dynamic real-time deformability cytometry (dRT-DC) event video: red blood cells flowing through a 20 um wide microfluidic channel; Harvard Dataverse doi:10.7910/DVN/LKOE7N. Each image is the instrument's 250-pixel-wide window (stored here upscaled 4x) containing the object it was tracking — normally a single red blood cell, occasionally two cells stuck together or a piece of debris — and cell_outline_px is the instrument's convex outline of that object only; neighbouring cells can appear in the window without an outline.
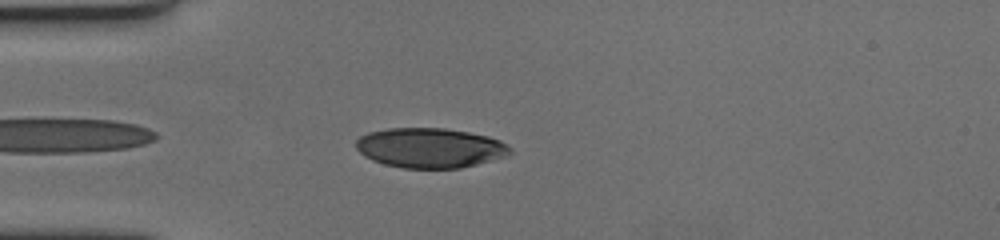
{"species": "human", "species_latin": "Homo sapiens", "temperature_condition": "cold", "stored_images_in_passage": 42, "camera_frame_rate_fps": 3000, "um_per_image_px": 0.085, "donor": {"sex": "female"}, "frame": {"image": 1, "passage_image": 3, "time_ms": 0.667, "image_size_px": [1000, 240], "cell_outline_px": [[512, 152], [504, 156], [476, 164], [460, 168], [404, 168], [384, 164], [372, 160], [364, 156], [356, 148], [356, 140], [360, 136], [368, 132], [388, 128], [444, 128], [468, 132], [488, 136], [500, 140], [512, 148]], "centroid_in_image_um": [36.53, 12.56], "position_along_channel_um": 48.5, "area_um2": 35.72}}
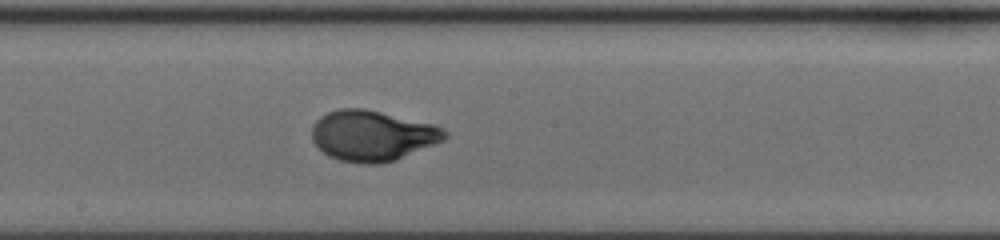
{"frame": {"image": 2, "passage_image": 19, "time_ms": 6.0, "image_size_px": [1000, 240], "cell_outline_px": [[448, 136], [444, 140], [396, 160], [380, 164], [360, 164], [340, 160], [328, 156], [312, 140], [312, 124], [320, 116], [328, 112], [340, 108], [364, 108], [436, 124], [444, 128], [448, 132]], "centroid_in_image_um": [31.67, 11.52], "position_along_channel_um": 216.5, "area_um2": 39.48}}
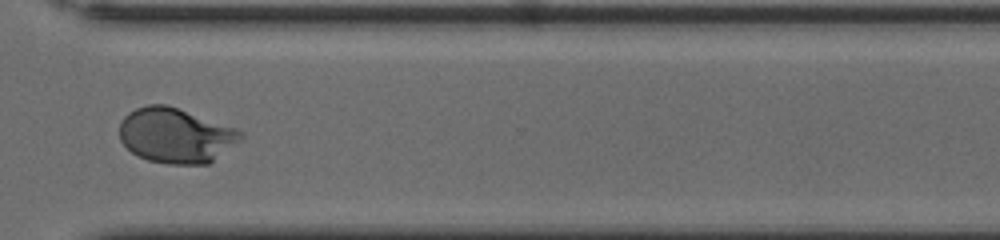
{"frame": {"image": 3, "passage_image": 31, "time_ms": 10.0, "image_size_px": [1000, 240], "cell_outline_px": [[244, 140], [208, 164], [168, 164], [148, 160], [132, 152], [120, 140], [120, 120], [128, 112], [136, 108], [148, 104], [168, 104], [236, 128], [244, 132]], "centroid_in_image_um": [14.98, 11.5], "position_along_channel_um": 355.6, "area_um2": 39.25}, "authors_computed_cell_mechanics": {"area_um2": 38.0902, "velocity_mm_per_s": 3.4656, "shape_relaxation_time_tau1_ms": 3.7032, "shape_relaxation_time_tau2_ms": null, "deformation_change_tau1": 0.1857, "deformation_change_tau2": null}}